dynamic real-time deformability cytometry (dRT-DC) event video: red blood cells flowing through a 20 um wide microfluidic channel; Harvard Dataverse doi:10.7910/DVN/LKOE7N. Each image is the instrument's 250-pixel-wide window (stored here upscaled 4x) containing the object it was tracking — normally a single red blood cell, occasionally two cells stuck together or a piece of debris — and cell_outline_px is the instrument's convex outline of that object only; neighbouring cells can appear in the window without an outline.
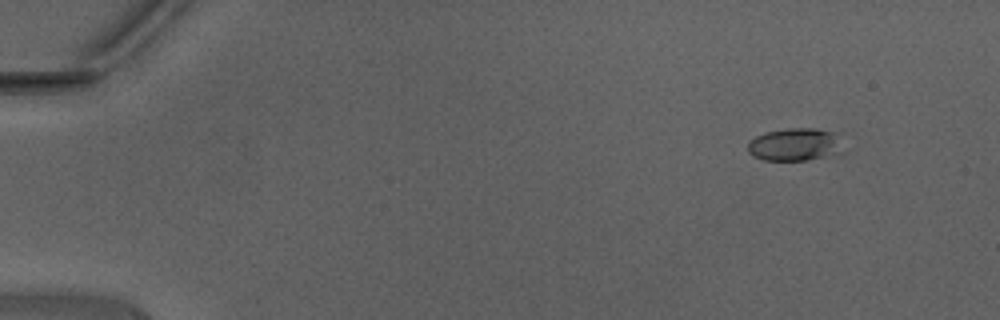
{"species": "Egyptian fruit bat (a non-hibernating species)", "species_latin": "Rousettus aegyptiacus", "temperature_condition": "warm", "stored_images_in_passage": 12, "camera_frame_rate_fps": 3000, "um_per_image_px": 0.085, "animal": {"sex": "male"}, "frame": {"image": 1, "passage_image": 6, "time_ms": 1.667, "image_size_px": [1000, 320], "cell_outline_px": [[836, 148], [820, 156], [808, 160], [764, 160], [752, 156], [748, 152], [748, 140], [764, 132], [788, 128], [816, 128], [836, 132]], "centroid_in_image_um": [67.35, 12.25], "position_along_channel_um": 17.7, "area_um2": 17.34}}